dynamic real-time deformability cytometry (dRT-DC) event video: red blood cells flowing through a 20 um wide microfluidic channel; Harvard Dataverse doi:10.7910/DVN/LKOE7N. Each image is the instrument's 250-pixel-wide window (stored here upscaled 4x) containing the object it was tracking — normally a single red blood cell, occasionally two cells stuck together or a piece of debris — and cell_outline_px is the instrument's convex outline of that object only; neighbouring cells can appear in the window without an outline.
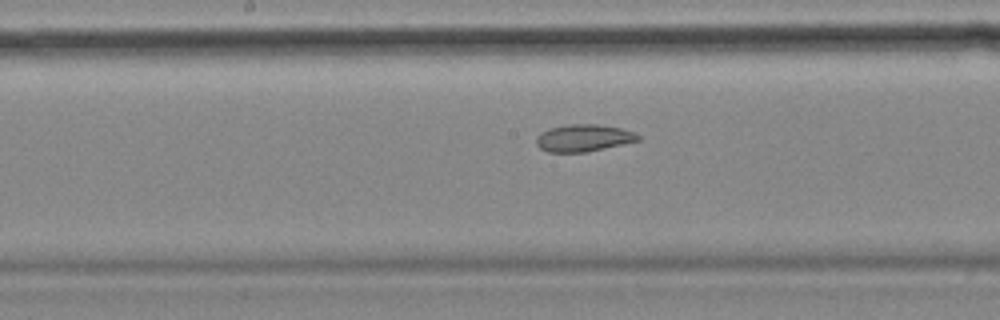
{"species": "common noctule bat (a hibernating species)", "species_latin": "Nyctalus noctula", "temperature_condition": "cold", "stored_images_in_passage": 31, "camera_frame_rate_fps": 3000, "um_per_image_px": 0.085, "animal": {"sex": "female", "body_mass_g": 18.4}, "frame": {"image": 1, "passage_image": 14, "time_ms": 4.333, "image_size_px": [1000, 320], "cell_outline_px": [[640, 140], [584, 152], [548, 152], [540, 148], [536, 144], [536, 136], [540, 132], [548, 128], [568, 124], [596, 124], [620, 128], [632, 132], [640, 136]], "centroid_in_image_um": [49.53, 11.72], "position_along_channel_um": 198.7, "area_um2": 15.95}}